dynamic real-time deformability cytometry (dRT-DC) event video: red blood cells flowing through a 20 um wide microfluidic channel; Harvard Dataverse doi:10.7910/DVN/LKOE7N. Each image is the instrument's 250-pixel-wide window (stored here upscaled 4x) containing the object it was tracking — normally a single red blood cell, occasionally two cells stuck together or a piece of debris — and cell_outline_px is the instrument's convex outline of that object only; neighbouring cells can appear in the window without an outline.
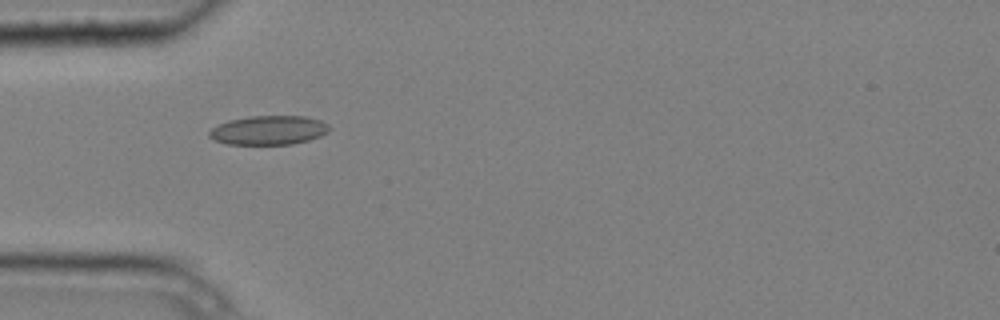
{"species": "common noctule bat (a hibernating species)", "species_latin": "Nyctalus noctula", "temperature_condition": "cold", "stored_images_in_passage": 5, "camera_frame_rate_fps": 3000, "um_per_image_px": 0.085, "animal": {"sex": "male", "body_mass_g": 20.4}, "frame": {"image": 1, "passage_image": 5, "time_ms": 1.333, "image_size_px": [1000, 320], "cell_outline_px": [[332, 128], [328, 132], [320, 136], [308, 140], [292, 144], [224, 144], [212, 140], [208, 136], [208, 132], [212, 128], [228, 120], [248, 116], [304, 116], [320, 120], [328, 124]], "centroid_in_image_um": [22.82, 11.07], "position_along_channel_um": 62.2, "area_um2": 20.52}}